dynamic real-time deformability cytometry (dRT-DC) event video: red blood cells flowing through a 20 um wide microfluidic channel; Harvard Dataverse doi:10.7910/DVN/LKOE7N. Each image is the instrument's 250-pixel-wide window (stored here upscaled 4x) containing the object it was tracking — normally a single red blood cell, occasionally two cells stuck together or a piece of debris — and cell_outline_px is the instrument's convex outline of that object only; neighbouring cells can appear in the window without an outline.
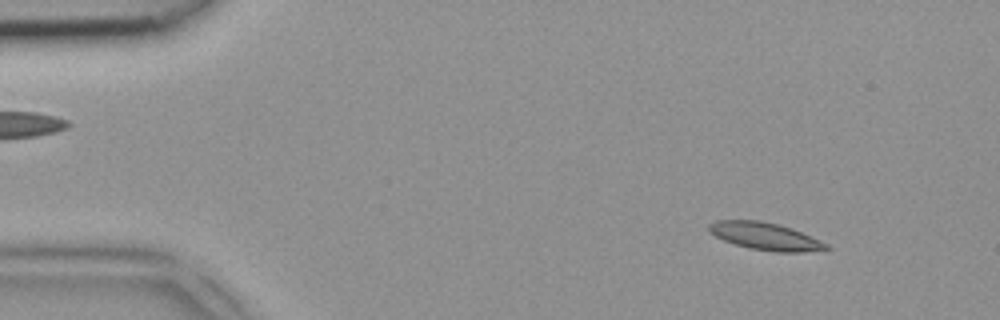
{"species": "common noctule bat (a hibernating species)", "species_latin": "Nyctalus noctula", "temperature_condition": "room temperature", "stored_images_in_passage": 48, "camera_frame_rate_fps": 3000, "um_per_image_px": 0.085, "animal": {"sex": "female", "body_mass_g": 18.4}, "frame": {"image": 1, "passage_image": 5, "time_ms": 1.333, "image_size_px": [1000, 320], "cell_outline_px": [[832, 248], [800, 252], [776, 252], [752, 248], [736, 244], [724, 240], [716, 236], [708, 228], [708, 224], [716, 220], [760, 220], [792, 228], [828, 244]], "centroid_in_image_um": [65.05, 20.07], "position_along_channel_um": 19.9, "area_um2": 18.38}}
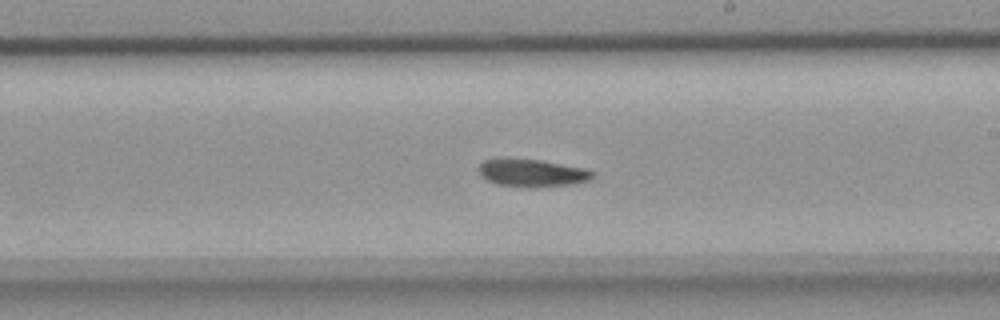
{"frame": {"image": 2, "passage_image": 27, "time_ms": 8.667, "image_size_px": [1000, 320], "cell_outline_px": [[596, 172], [588, 180], [568, 184], [496, 184], [480, 176], [476, 168], [484, 160], [500, 156], [508, 156], [540, 160], [584, 168]], "centroid_in_image_um": [45.1, 14.59], "position_along_channel_um": 243.9, "area_um2": 17.8}}
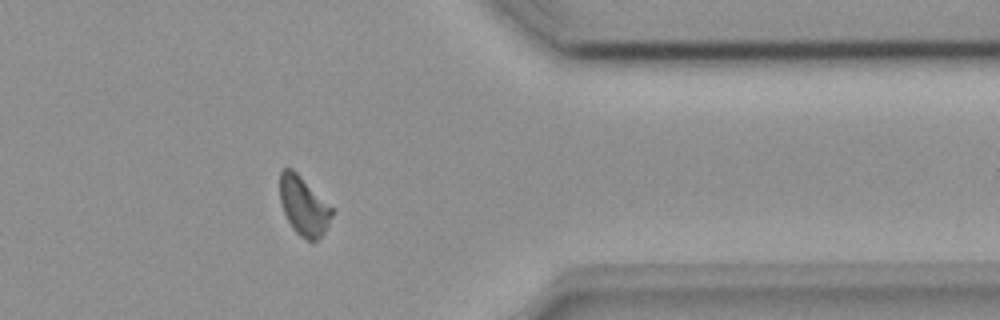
{"frame": {"image": 3, "passage_image": 38, "time_ms": 12.333, "image_size_px": [1000, 320], "cell_outline_px": [[332, 216], [324, 232], [316, 240], [308, 240], [300, 236], [292, 228], [284, 212], [280, 200], [280, 172], [284, 168], [292, 168], [332, 208]], "centroid_in_image_um": [25.79, 17.5], "position_along_channel_um": 385.6, "area_um2": 17.34}}